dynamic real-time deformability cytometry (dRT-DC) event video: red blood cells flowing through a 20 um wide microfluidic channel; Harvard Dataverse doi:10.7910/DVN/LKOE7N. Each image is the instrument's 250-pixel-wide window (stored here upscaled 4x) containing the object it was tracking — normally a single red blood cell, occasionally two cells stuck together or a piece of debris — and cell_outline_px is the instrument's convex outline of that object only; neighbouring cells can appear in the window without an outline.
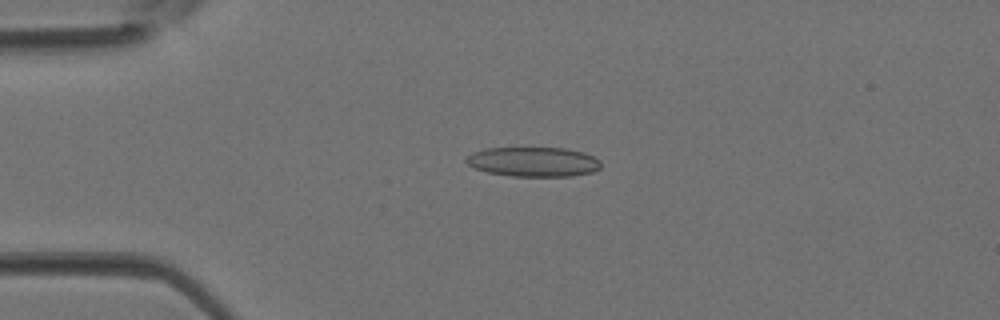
{"species": "Egyptian fruit bat (a non-hibernating species)", "species_latin": "Rousettus aegyptiacus", "temperature_condition": "room temperature", "stored_images_in_passage": 4, "camera_frame_rate_fps": 3000, "um_per_image_px": 0.085, "animal": {"sex": "female"}, "frame": {"image": 1, "passage_image": 3, "time_ms": 0.667, "image_size_px": [1000, 320], "cell_outline_px": [[600, 168], [592, 172], [572, 176], [512, 176], [488, 172], [476, 168], [468, 164], [464, 160], [472, 152], [484, 148], [568, 148], [584, 152], [600, 160]], "centroid_in_image_um": [45.35, 13.74], "position_along_channel_um": 39.7, "area_um2": 23.24}}